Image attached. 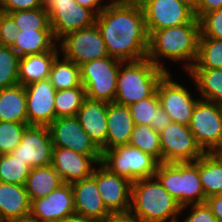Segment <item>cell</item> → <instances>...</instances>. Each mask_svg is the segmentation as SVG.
Listing matches in <instances>:
<instances>
[{
	"label": "cell",
	"mask_w": 222,
	"mask_h": 222,
	"mask_svg": "<svg viewBox=\"0 0 222 222\" xmlns=\"http://www.w3.org/2000/svg\"><path fill=\"white\" fill-rule=\"evenodd\" d=\"M110 1L95 22L108 55L122 62L146 58L148 33L142 7Z\"/></svg>",
	"instance_id": "6da1fadb"
},
{
	"label": "cell",
	"mask_w": 222,
	"mask_h": 222,
	"mask_svg": "<svg viewBox=\"0 0 222 222\" xmlns=\"http://www.w3.org/2000/svg\"><path fill=\"white\" fill-rule=\"evenodd\" d=\"M199 35L200 23H185L155 30L148 36L147 58L167 72L170 71L163 66L161 57L177 63L185 61L184 70L188 71L197 58Z\"/></svg>",
	"instance_id": "7a4b0ae2"
},
{
	"label": "cell",
	"mask_w": 222,
	"mask_h": 222,
	"mask_svg": "<svg viewBox=\"0 0 222 222\" xmlns=\"http://www.w3.org/2000/svg\"><path fill=\"white\" fill-rule=\"evenodd\" d=\"M129 212L142 222H179L181 206L153 176L132 183Z\"/></svg>",
	"instance_id": "3957f363"
},
{
	"label": "cell",
	"mask_w": 222,
	"mask_h": 222,
	"mask_svg": "<svg viewBox=\"0 0 222 222\" xmlns=\"http://www.w3.org/2000/svg\"><path fill=\"white\" fill-rule=\"evenodd\" d=\"M166 73V70L154 65L147 57L121 62L114 102L129 106L153 96Z\"/></svg>",
	"instance_id": "277c9868"
},
{
	"label": "cell",
	"mask_w": 222,
	"mask_h": 222,
	"mask_svg": "<svg viewBox=\"0 0 222 222\" xmlns=\"http://www.w3.org/2000/svg\"><path fill=\"white\" fill-rule=\"evenodd\" d=\"M154 176L181 207L206 202L198 159L194 162L159 163Z\"/></svg>",
	"instance_id": "5b68a950"
},
{
	"label": "cell",
	"mask_w": 222,
	"mask_h": 222,
	"mask_svg": "<svg viewBox=\"0 0 222 222\" xmlns=\"http://www.w3.org/2000/svg\"><path fill=\"white\" fill-rule=\"evenodd\" d=\"M121 62L106 56L80 65L81 84L85 88L87 99L114 102Z\"/></svg>",
	"instance_id": "8992f818"
},
{
	"label": "cell",
	"mask_w": 222,
	"mask_h": 222,
	"mask_svg": "<svg viewBox=\"0 0 222 222\" xmlns=\"http://www.w3.org/2000/svg\"><path fill=\"white\" fill-rule=\"evenodd\" d=\"M110 172L130 182L153 177L159 162L152 156L130 145H120L102 152L101 162Z\"/></svg>",
	"instance_id": "52a82bcc"
},
{
	"label": "cell",
	"mask_w": 222,
	"mask_h": 222,
	"mask_svg": "<svg viewBox=\"0 0 222 222\" xmlns=\"http://www.w3.org/2000/svg\"><path fill=\"white\" fill-rule=\"evenodd\" d=\"M188 126L205 153L222 150V105L199 99Z\"/></svg>",
	"instance_id": "ba28073f"
},
{
	"label": "cell",
	"mask_w": 222,
	"mask_h": 222,
	"mask_svg": "<svg viewBox=\"0 0 222 222\" xmlns=\"http://www.w3.org/2000/svg\"><path fill=\"white\" fill-rule=\"evenodd\" d=\"M54 37L59 41L66 34L95 24L97 15L75 0H43Z\"/></svg>",
	"instance_id": "9c48e42d"
},
{
	"label": "cell",
	"mask_w": 222,
	"mask_h": 222,
	"mask_svg": "<svg viewBox=\"0 0 222 222\" xmlns=\"http://www.w3.org/2000/svg\"><path fill=\"white\" fill-rule=\"evenodd\" d=\"M142 10L148 36L155 30L200 23L186 0H148Z\"/></svg>",
	"instance_id": "30bf717a"
},
{
	"label": "cell",
	"mask_w": 222,
	"mask_h": 222,
	"mask_svg": "<svg viewBox=\"0 0 222 222\" xmlns=\"http://www.w3.org/2000/svg\"><path fill=\"white\" fill-rule=\"evenodd\" d=\"M58 46L63 57L78 66L109 56L96 24L66 34L58 41Z\"/></svg>",
	"instance_id": "8fae6325"
},
{
	"label": "cell",
	"mask_w": 222,
	"mask_h": 222,
	"mask_svg": "<svg viewBox=\"0 0 222 222\" xmlns=\"http://www.w3.org/2000/svg\"><path fill=\"white\" fill-rule=\"evenodd\" d=\"M159 136L162 162H194L205 153L197 144L188 125L171 122Z\"/></svg>",
	"instance_id": "7c38bea8"
},
{
	"label": "cell",
	"mask_w": 222,
	"mask_h": 222,
	"mask_svg": "<svg viewBox=\"0 0 222 222\" xmlns=\"http://www.w3.org/2000/svg\"><path fill=\"white\" fill-rule=\"evenodd\" d=\"M53 148L48 126L28 125L19 145L9 154L24 162L31 170L51 165Z\"/></svg>",
	"instance_id": "4fadbf2b"
},
{
	"label": "cell",
	"mask_w": 222,
	"mask_h": 222,
	"mask_svg": "<svg viewBox=\"0 0 222 222\" xmlns=\"http://www.w3.org/2000/svg\"><path fill=\"white\" fill-rule=\"evenodd\" d=\"M171 78V73L167 72L158 84L156 92L160 106L172 122L189 125L195 104L200 98H193L186 87Z\"/></svg>",
	"instance_id": "5bb4252c"
},
{
	"label": "cell",
	"mask_w": 222,
	"mask_h": 222,
	"mask_svg": "<svg viewBox=\"0 0 222 222\" xmlns=\"http://www.w3.org/2000/svg\"><path fill=\"white\" fill-rule=\"evenodd\" d=\"M92 177L96 180L102 201L111 214L130 211L132 182L110 172L101 163L94 169Z\"/></svg>",
	"instance_id": "9a60e30c"
},
{
	"label": "cell",
	"mask_w": 222,
	"mask_h": 222,
	"mask_svg": "<svg viewBox=\"0 0 222 222\" xmlns=\"http://www.w3.org/2000/svg\"><path fill=\"white\" fill-rule=\"evenodd\" d=\"M48 129L54 147L68 148L83 155H102L76 116L56 118Z\"/></svg>",
	"instance_id": "2e32d148"
},
{
	"label": "cell",
	"mask_w": 222,
	"mask_h": 222,
	"mask_svg": "<svg viewBox=\"0 0 222 222\" xmlns=\"http://www.w3.org/2000/svg\"><path fill=\"white\" fill-rule=\"evenodd\" d=\"M75 215L71 184L64 183L49 195L31 201L29 218L38 222H59Z\"/></svg>",
	"instance_id": "e0dca14e"
},
{
	"label": "cell",
	"mask_w": 222,
	"mask_h": 222,
	"mask_svg": "<svg viewBox=\"0 0 222 222\" xmlns=\"http://www.w3.org/2000/svg\"><path fill=\"white\" fill-rule=\"evenodd\" d=\"M101 162V155H83L68 148L54 147L51 165L63 183L73 182L92 176L95 165Z\"/></svg>",
	"instance_id": "ac0fdd59"
},
{
	"label": "cell",
	"mask_w": 222,
	"mask_h": 222,
	"mask_svg": "<svg viewBox=\"0 0 222 222\" xmlns=\"http://www.w3.org/2000/svg\"><path fill=\"white\" fill-rule=\"evenodd\" d=\"M29 125L49 126L55 120L56 89L49 79L25 86Z\"/></svg>",
	"instance_id": "d6986e66"
},
{
	"label": "cell",
	"mask_w": 222,
	"mask_h": 222,
	"mask_svg": "<svg viewBox=\"0 0 222 222\" xmlns=\"http://www.w3.org/2000/svg\"><path fill=\"white\" fill-rule=\"evenodd\" d=\"M71 186L74 194L75 215L99 222L111 215L102 201L96 180L92 176L73 182Z\"/></svg>",
	"instance_id": "ffe728a7"
},
{
	"label": "cell",
	"mask_w": 222,
	"mask_h": 222,
	"mask_svg": "<svg viewBox=\"0 0 222 222\" xmlns=\"http://www.w3.org/2000/svg\"><path fill=\"white\" fill-rule=\"evenodd\" d=\"M108 103L85 99L77 112V119L82 129L101 150H106Z\"/></svg>",
	"instance_id": "44dd1931"
},
{
	"label": "cell",
	"mask_w": 222,
	"mask_h": 222,
	"mask_svg": "<svg viewBox=\"0 0 222 222\" xmlns=\"http://www.w3.org/2000/svg\"><path fill=\"white\" fill-rule=\"evenodd\" d=\"M30 205L25 186L0 182V222L29 218Z\"/></svg>",
	"instance_id": "7402d4cb"
},
{
	"label": "cell",
	"mask_w": 222,
	"mask_h": 222,
	"mask_svg": "<svg viewBox=\"0 0 222 222\" xmlns=\"http://www.w3.org/2000/svg\"><path fill=\"white\" fill-rule=\"evenodd\" d=\"M134 126L128 106L116 102L108 103L106 150L128 145Z\"/></svg>",
	"instance_id": "603a6c76"
},
{
	"label": "cell",
	"mask_w": 222,
	"mask_h": 222,
	"mask_svg": "<svg viewBox=\"0 0 222 222\" xmlns=\"http://www.w3.org/2000/svg\"><path fill=\"white\" fill-rule=\"evenodd\" d=\"M58 50L20 57L18 68L19 84L27 86L49 78L53 61L59 55Z\"/></svg>",
	"instance_id": "cb8c5ba5"
},
{
	"label": "cell",
	"mask_w": 222,
	"mask_h": 222,
	"mask_svg": "<svg viewBox=\"0 0 222 222\" xmlns=\"http://www.w3.org/2000/svg\"><path fill=\"white\" fill-rule=\"evenodd\" d=\"M0 121L28 123L25 86L0 89Z\"/></svg>",
	"instance_id": "d4e9b609"
},
{
	"label": "cell",
	"mask_w": 222,
	"mask_h": 222,
	"mask_svg": "<svg viewBox=\"0 0 222 222\" xmlns=\"http://www.w3.org/2000/svg\"><path fill=\"white\" fill-rule=\"evenodd\" d=\"M57 44V45H56ZM58 41L52 30L19 31L14 45L11 47L20 57L45 53L57 48Z\"/></svg>",
	"instance_id": "484cf974"
},
{
	"label": "cell",
	"mask_w": 222,
	"mask_h": 222,
	"mask_svg": "<svg viewBox=\"0 0 222 222\" xmlns=\"http://www.w3.org/2000/svg\"><path fill=\"white\" fill-rule=\"evenodd\" d=\"M63 183L52 165L32 168L26 179L25 189L30 202L37 198L46 197L58 189Z\"/></svg>",
	"instance_id": "4316f807"
},
{
	"label": "cell",
	"mask_w": 222,
	"mask_h": 222,
	"mask_svg": "<svg viewBox=\"0 0 222 222\" xmlns=\"http://www.w3.org/2000/svg\"><path fill=\"white\" fill-rule=\"evenodd\" d=\"M198 169L205 196L222 195V156L204 153L198 158Z\"/></svg>",
	"instance_id": "83f0119b"
},
{
	"label": "cell",
	"mask_w": 222,
	"mask_h": 222,
	"mask_svg": "<svg viewBox=\"0 0 222 222\" xmlns=\"http://www.w3.org/2000/svg\"><path fill=\"white\" fill-rule=\"evenodd\" d=\"M187 74H190L201 100L222 105V68L189 69Z\"/></svg>",
	"instance_id": "f1b7e54d"
},
{
	"label": "cell",
	"mask_w": 222,
	"mask_h": 222,
	"mask_svg": "<svg viewBox=\"0 0 222 222\" xmlns=\"http://www.w3.org/2000/svg\"><path fill=\"white\" fill-rule=\"evenodd\" d=\"M59 55L52 63L49 81L56 90L83 87L80 78V66L66 58L59 59Z\"/></svg>",
	"instance_id": "f546056e"
},
{
	"label": "cell",
	"mask_w": 222,
	"mask_h": 222,
	"mask_svg": "<svg viewBox=\"0 0 222 222\" xmlns=\"http://www.w3.org/2000/svg\"><path fill=\"white\" fill-rule=\"evenodd\" d=\"M222 68V39L199 37L197 58L190 69Z\"/></svg>",
	"instance_id": "4dcf8cb0"
},
{
	"label": "cell",
	"mask_w": 222,
	"mask_h": 222,
	"mask_svg": "<svg viewBox=\"0 0 222 222\" xmlns=\"http://www.w3.org/2000/svg\"><path fill=\"white\" fill-rule=\"evenodd\" d=\"M128 145L140 149L162 163L160 136L150 125H135Z\"/></svg>",
	"instance_id": "1f68e13d"
},
{
	"label": "cell",
	"mask_w": 222,
	"mask_h": 222,
	"mask_svg": "<svg viewBox=\"0 0 222 222\" xmlns=\"http://www.w3.org/2000/svg\"><path fill=\"white\" fill-rule=\"evenodd\" d=\"M85 99L86 92L84 87L57 90L54 100L55 119L76 116Z\"/></svg>",
	"instance_id": "d6a6232c"
},
{
	"label": "cell",
	"mask_w": 222,
	"mask_h": 222,
	"mask_svg": "<svg viewBox=\"0 0 222 222\" xmlns=\"http://www.w3.org/2000/svg\"><path fill=\"white\" fill-rule=\"evenodd\" d=\"M7 13L17 24L19 31L52 30L48 12L44 7Z\"/></svg>",
	"instance_id": "836d02e7"
},
{
	"label": "cell",
	"mask_w": 222,
	"mask_h": 222,
	"mask_svg": "<svg viewBox=\"0 0 222 222\" xmlns=\"http://www.w3.org/2000/svg\"><path fill=\"white\" fill-rule=\"evenodd\" d=\"M19 60L20 56L11 47L0 45V89L19 83Z\"/></svg>",
	"instance_id": "e575fe53"
},
{
	"label": "cell",
	"mask_w": 222,
	"mask_h": 222,
	"mask_svg": "<svg viewBox=\"0 0 222 222\" xmlns=\"http://www.w3.org/2000/svg\"><path fill=\"white\" fill-rule=\"evenodd\" d=\"M30 169L11 154L0 155V182L24 186Z\"/></svg>",
	"instance_id": "d590c367"
},
{
	"label": "cell",
	"mask_w": 222,
	"mask_h": 222,
	"mask_svg": "<svg viewBox=\"0 0 222 222\" xmlns=\"http://www.w3.org/2000/svg\"><path fill=\"white\" fill-rule=\"evenodd\" d=\"M135 125L155 123L156 111L160 107L157 92L128 106Z\"/></svg>",
	"instance_id": "8d00e7d4"
},
{
	"label": "cell",
	"mask_w": 222,
	"mask_h": 222,
	"mask_svg": "<svg viewBox=\"0 0 222 222\" xmlns=\"http://www.w3.org/2000/svg\"><path fill=\"white\" fill-rule=\"evenodd\" d=\"M28 123L0 121V155L11 153L20 143Z\"/></svg>",
	"instance_id": "74e56055"
},
{
	"label": "cell",
	"mask_w": 222,
	"mask_h": 222,
	"mask_svg": "<svg viewBox=\"0 0 222 222\" xmlns=\"http://www.w3.org/2000/svg\"><path fill=\"white\" fill-rule=\"evenodd\" d=\"M199 21V37L222 39V8L206 13Z\"/></svg>",
	"instance_id": "f35d334b"
},
{
	"label": "cell",
	"mask_w": 222,
	"mask_h": 222,
	"mask_svg": "<svg viewBox=\"0 0 222 222\" xmlns=\"http://www.w3.org/2000/svg\"><path fill=\"white\" fill-rule=\"evenodd\" d=\"M19 28L13 18L0 11V45L12 47L16 41Z\"/></svg>",
	"instance_id": "ab89813d"
},
{
	"label": "cell",
	"mask_w": 222,
	"mask_h": 222,
	"mask_svg": "<svg viewBox=\"0 0 222 222\" xmlns=\"http://www.w3.org/2000/svg\"><path fill=\"white\" fill-rule=\"evenodd\" d=\"M188 207H191L192 213L188 214L187 218L183 219L181 222H218V219L212 213L211 208L206 202L181 207V212Z\"/></svg>",
	"instance_id": "60d3db41"
},
{
	"label": "cell",
	"mask_w": 222,
	"mask_h": 222,
	"mask_svg": "<svg viewBox=\"0 0 222 222\" xmlns=\"http://www.w3.org/2000/svg\"><path fill=\"white\" fill-rule=\"evenodd\" d=\"M43 7V0H0V11L7 13Z\"/></svg>",
	"instance_id": "b9f144b4"
},
{
	"label": "cell",
	"mask_w": 222,
	"mask_h": 222,
	"mask_svg": "<svg viewBox=\"0 0 222 222\" xmlns=\"http://www.w3.org/2000/svg\"><path fill=\"white\" fill-rule=\"evenodd\" d=\"M222 8V0H200L194 7L195 17L200 20L206 13Z\"/></svg>",
	"instance_id": "7bdbcfd3"
},
{
	"label": "cell",
	"mask_w": 222,
	"mask_h": 222,
	"mask_svg": "<svg viewBox=\"0 0 222 222\" xmlns=\"http://www.w3.org/2000/svg\"><path fill=\"white\" fill-rule=\"evenodd\" d=\"M172 122L169 115L164 111V109L160 106L156 111L155 123H151V128L160 133L163 129H165Z\"/></svg>",
	"instance_id": "ee69618b"
},
{
	"label": "cell",
	"mask_w": 222,
	"mask_h": 222,
	"mask_svg": "<svg viewBox=\"0 0 222 222\" xmlns=\"http://www.w3.org/2000/svg\"><path fill=\"white\" fill-rule=\"evenodd\" d=\"M207 205L211 208L212 213L222 222V195H214L206 199Z\"/></svg>",
	"instance_id": "f6af8a7d"
},
{
	"label": "cell",
	"mask_w": 222,
	"mask_h": 222,
	"mask_svg": "<svg viewBox=\"0 0 222 222\" xmlns=\"http://www.w3.org/2000/svg\"><path fill=\"white\" fill-rule=\"evenodd\" d=\"M102 222H142L138 217L128 213L111 214Z\"/></svg>",
	"instance_id": "bcb514c9"
},
{
	"label": "cell",
	"mask_w": 222,
	"mask_h": 222,
	"mask_svg": "<svg viewBox=\"0 0 222 222\" xmlns=\"http://www.w3.org/2000/svg\"><path fill=\"white\" fill-rule=\"evenodd\" d=\"M79 5L91 9L96 15H98L106 6L103 5V0H75ZM102 3V5H101Z\"/></svg>",
	"instance_id": "7dc6e473"
},
{
	"label": "cell",
	"mask_w": 222,
	"mask_h": 222,
	"mask_svg": "<svg viewBox=\"0 0 222 222\" xmlns=\"http://www.w3.org/2000/svg\"><path fill=\"white\" fill-rule=\"evenodd\" d=\"M122 5L140 6L142 7L148 0H112Z\"/></svg>",
	"instance_id": "c3c4849f"
},
{
	"label": "cell",
	"mask_w": 222,
	"mask_h": 222,
	"mask_svg": "<svg viewBox=\"0 0 222 222\" xmlns=\"http://www.w3.org/2000/svg\"><path fill=\"white\" fill-rule=\"evenodd\" d=\"M59 222H99V221H96L93 219H86V218H82L80 216L74 215L72 217L60 220Z\"/></svg>",
	"instance_id": "681fc988"
},
{
	"label": "cell",
	"mask_w": 222,
	"mask_h": 222,
	"mask_svg": "<svg viewBox=\"0 0 222 222\" xmlns=\"http://www.w3.org/2000/svg\"><path fill=\"white\" fill-rule=\"evenodd\" d=\"M193 8L199 3L200 0H186Z\"/></svg>",
	"instance_id": "f907efd6"
},
{
	"label": "cell",
	"mask_w": 222,
	"mask_h": 222,
	"mask_svg": "<svg viewBox=\"0 0 222 222\" xmlns=\"http://www.w3.org/2000/svg\"><path fill=\"white\" fill-rule=\"evenodd\" d=\"M13 222H38L36 220H33L31 218H27V219H22V220H19V221H13Z\"/></svg>",
	"instance_id": "816d5d0a"
}]
</instances>
